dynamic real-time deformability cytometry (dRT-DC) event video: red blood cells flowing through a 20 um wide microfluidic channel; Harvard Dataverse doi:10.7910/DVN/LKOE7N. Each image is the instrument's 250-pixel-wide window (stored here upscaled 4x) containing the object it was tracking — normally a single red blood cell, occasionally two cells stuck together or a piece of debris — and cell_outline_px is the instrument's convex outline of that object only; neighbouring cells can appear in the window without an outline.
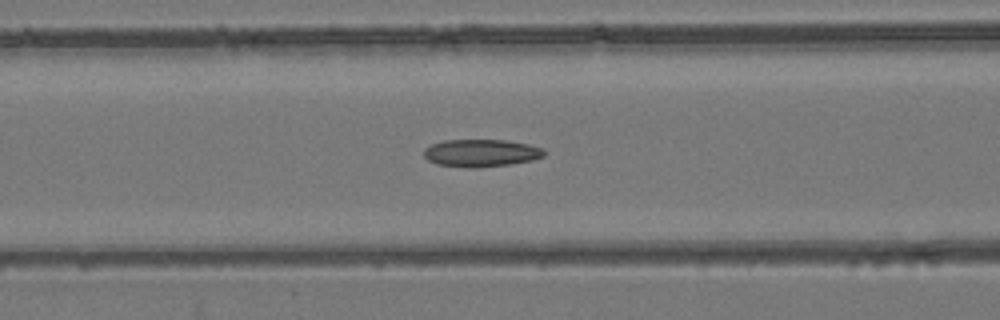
{"species": "common noctule bat (a hibernating species)", "species_latin": "Nyctalus noctula", "temperature_condition": "room temperature", "stored_images_in_passage": 54, "camera_frame_rate_fps": 3000, "um_per_image_px": 0.085, "animal": {"sex": "female", "body_mass_g": 24.6, "forearm_length_mm": 56.2}, "frame": {"image": 1, "passage_image": 22, "time_ms": 7.0, "image_size_px": [1000, 320], "cell_outline_px": [[544, 156], [532, 160], [508, 164], [476, 168], [468, 168], [436, 164], [428, 160], [424, 156], [424, 148], [432, 144], [444, 140], [504, 140], [528, 144], [540, 148], [544, 152]], "centroid_in_image_um": [40.84, 13.01], "position_along_channel_um": 125.8, "area_um2": 19.13}}
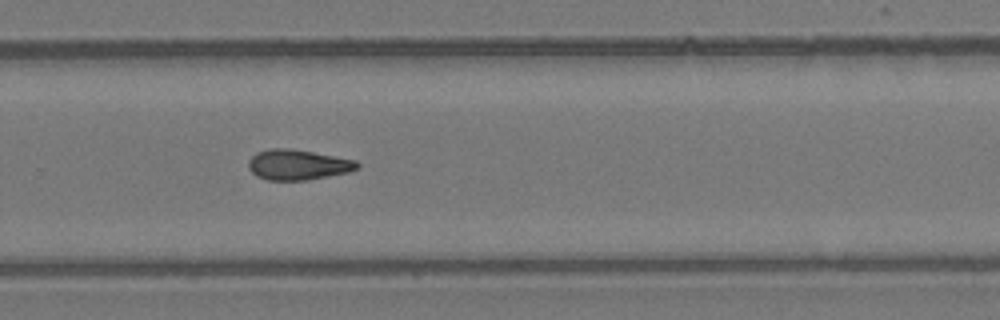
{"frame": {"image": 2, "passage_image": 36, "time_ms": 11.667, "image_size_px": [1000, 320], "cell_outline_px": [[360, 164], [356, 168], [348, 172], [328, 176], [304, 180], [268, 180], [256, 176], [248, 168], [248, 160], [256, 152], [268, 148], [292, 148], [356, 160]], "centroid_in_image_um": [25.27, 13.99], "position_along_channel_um": 304.5, "area_um2": 19.25}}
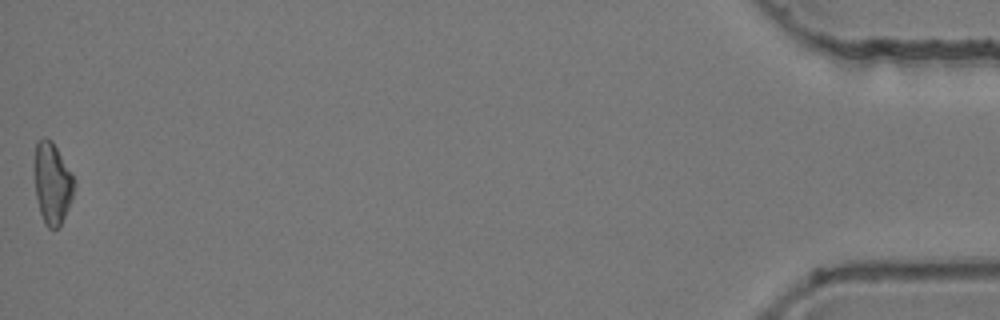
{"frame": {"image": 3, "passage_image": 54, "time_ms": 17.667, "image_size_px": [1000, 320], "cell_outline_px": [[76, 184], [68, 208], [60, 228], [48, 228], [44, 224], [40, 212], [36, 196], [36, 140], [44, 136], [52, 140], [72, 172], [76, 180]], "centroid_in_image_um": [4.48, 15.58], "position_along_channel_um": 430.7, "area_um2": 18.84}, "authors_computed_cell_mechanics": {"area_um2": 19.1029, "velocity_mm_per_s": 3.8402, "shape_relaxation_time_tau1_ms": null, "shape_relaxation_time_tau2_ms": 8.2512, "deformation_change_tau1": null, "deformation_change_tau2": 0.1698}}